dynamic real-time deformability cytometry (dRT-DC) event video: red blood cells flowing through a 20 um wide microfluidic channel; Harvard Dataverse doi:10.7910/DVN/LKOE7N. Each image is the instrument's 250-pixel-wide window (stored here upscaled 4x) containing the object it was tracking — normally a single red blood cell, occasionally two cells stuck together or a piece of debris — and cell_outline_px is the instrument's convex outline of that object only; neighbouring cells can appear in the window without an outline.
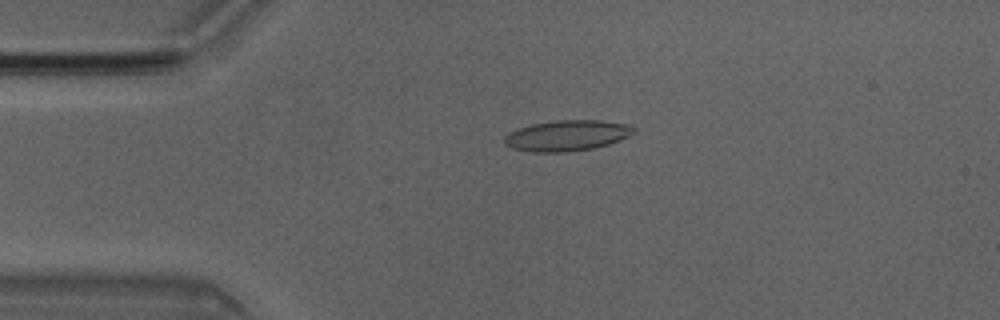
{"species": "Egyptian fruit bat (a non-hibernating species)", "species_latin": "Rousettus aegyptiacus", "temperature_condition": "room temperature", "stored_images_in_passage": 5, "camera_frame_rate_fps": 3000, "um_per_image_px": 0.085, "animal": {"sex": "male"}, "frame": {"image": 1, "passage_image": 4, "time_ms": 1.0, "image_size_px": [1000, 320], "cell_outline_px": [[636, 132], [620, 140], [608, 144], [592, 148], [564, 152], [532, 152], [512, 148], [504, 144], [504, 136], [508, 132], [532, 124], [556, 120], [600, 120], [628, 124], [636, 128]], "centroid_in_image_um": [48.19, 11.52], "position_along_channel_um": 36.8, "area_um2": 23.18}}